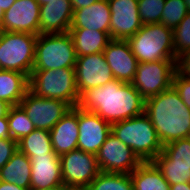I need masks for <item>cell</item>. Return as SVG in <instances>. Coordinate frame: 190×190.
Returning a JSON list of instances; mask_svg holds the SVG:
<instances>
[{
  "label": "cell",
  "instance_id": "cell-1",
  "mask_svg": "<svg viewBox=\"0 0 190 190\" xmlns=\"http://www.w3.org/2000/svg\"><path fill=\"white\" fill-rule=\"evenodd\" d=\"M77 106L112 124L143 114L145 99L132 83L113 79L103 86L84 91Z\"/></svg>",
  "mask_w": 190,
  "mask_h": 190
},
{
  "label": "cell",
  "instance_id": "cell-2",
  "mask_svg": "<svg viewBox=\"0 0 190 190\" xmlns=\"http://www.w3.org/2000/svg\"><path fill=\"white\" fill-rule=\"evenodd\" d=\"M144 113L152 122L163 145L190 135V109L171 86L145 100Z\"/></svg>",
  "mask_w": 190,
  "mask_h": 190
},
{
  "label": "cell",
  "instance_id": "cell-3",
  "mask_svg": "<svg viewBox=\"0 0 190 190\" xmlns=\"http://www.w3.org/2000/svg\"><path fill=\"white\" fill-rule=\"evenodd\" d=\"M111 133L129 146L141 162H152L162 152L163 144L145 113L112 123Z\"/></svg>",
  "mask_w": 190,
  "mask_h": 190
},
{
  "label": "cell",
  "instance_id": "cell-4",
  "mask_svg": "<svg viewBox=\"0 0 190 190\" xmlns=\"http://www.w3.org/2000/svg\"><path fill=\"white\" fill-rule=\"evenodd\" d=\"M127 41L138 63L177 61L174 54L173 30L163 24L143 25Z\"/></svg>",
  "mask_w": 190,
  "mask_h": 190
},
{
  "label": "cell",
  "instance_id": "cell-5",
  "mask_svg": "<svg viewBox=\"0 0 190 190\" xmlns=\"http://www.w3.org/2000/svg\"><path fill=\"white\" fill-rule=\"evenodd\" d=\"M29 90L39 97L62 100L71 107H76L80 99L75 68L32 70Z\"/></svg>",
  "mask_w": 190,
  "mask_h": 190
},
{
  "label": "cell",
  "instance_id": "cell-6",
  "mask_svg": "<svg viewBox=\"0 0 190 190\" xmlns=\"http://www.w3.org/2000/svg\"><path fill=\"white\" fill-rule=\"evenodd\" d=\"M76 61L74 42L69 32L37 36L33 70L75 68Z\"/></svg>",
  "mask_w": 190,
  "mask_h": 190
},
{
  "label": "cell",
  "instance_id": "cell-7",
  "mask_svg": "<svg viewBox=\"0 0 190 190\" xmlns=\"http://www.w3.org/2000/svg\"><path fill=\"white\" fill-rule=\"evenodd\" d=\"M35 34L0 31V69L30 77L35 59Z\"/></svg>",
  "mask_w": 190,
  "mask_h": 190
},
{
  "label": "cell",
  "instance_id": "cell-8",
  "mask_svg": "<svg viewBox=\"0 0 190 190\" xmlns=\"http://www.w3.org/2000/svg\"><path fill=\"white\" fill-rule=\"evenodd\" d=\"M63 185L69 189H86L98 176L96 155L75 149L60 156Z\"/></svg>",
  "mask_w": 190,
  "mask_h": 190
},
{
  "label": "cell",
  "instance_id": "cell-9",
  "mask_svg": "<svg viewBox=\"0 0 190 190\" xmlns=\"http://www.w3.org/2000/svg\"><path fill=\"white\" fill-rule=\"evenodd\" d=\"M176 61L138 63L132 85L146 100L172 86Z\"/></svg>",
  "mask_w": 190,
  "mask_h": 190
},
{
  "label": "cell",
  "instance_id": "cell-10",
  "mask_svg": "<svg viewBox=\"0 0 190 190\" xmlns=\"http://www.w3.org/2000/svg\"><path fill=\"white\" fill-rule=\"evenodd\" d=\"M19 106L36 129L48 131L72 108L62 100L39 97L30 90L26 92Z\"/></svg>",
  "mask_w": 190,
  "mask_h": 190
},
{
  "label": "cell",
  "instance_id": "cell-11",
  "mask_svg": "<svg viewBox=\"0 0 190 190\" xmlns=\"http://www.w3.org/2000/svg\"><path fill=\"white\" fill-rule=\"evenodd\" d=\"M100 172L131 174L142 162L112 133L96 154Z\"/></svg>",
  "mask_w": 190,
  "mask_h": 190
},
{
  "label": "cell",
  "instance_id": "cell-12",
  "mask_svg": "<svg viewBox=\"0 0 190 190\" xmlns=\"http://www.w3.org/2000/svg\"><path fill=\"white\" fill-rule=\"evenodd\" d=\"M75 76L79 95L92 87L103 86L114 79L103 52L78 56L75 63Z\"/></svg>",
  "mask_w": 190,
  "mask_h": 190
},
{
  "label": "cell",
  "instance_id": "cell-13",
  "mask_svg": "<svg viewBox=\"0 0 190 190\" xmlns=\"http://www.w3.org/2000/svg\"><path fill=\"white\" fill-rule=\"evenodd\" d=\"M0 31L40 34V5L36 0H16L4 12Z\"/></svg>",
  "mask_w": 190,
  "mask_h": 190
},
{
  "label": "cell",
  "instance_id": "cell-14",
  "mask_svg": "<svg viewBox=\"0 0 190 190\" xmlns=\"http://www.w3.org/2000/svg\"><path fill=\"white\" fill-rule=\"evenodd\" d=\"M111 11L110 38L127 40L143 26L138 0H108Z\"/></svg>",
  "mask_w": 190,
  "mask_h": 190
},
{
  "label": "cell",
  "instance_id": "cell-15",
  "mask_svg": "<svg viewBox=\"0 0 190 190\" xmlns=\"http://www.w3.org/2000/svg\"><path fill=\"white\" fill-rule=\"evenodd\" d=\"M79 137L77 149L96 155L111 134V124L99 115L78 107Z\"/></svg>",
  "mask_w": 190,
  "mask_h": 190
},
{
  "label": "cell",
  "instance_id": "cell-16",
  "mask_svg": "<svg viewBox=\"0 0 190 190\" xmlns=\"http://www.w3.org/2000/svg\"><path fill=\"white\" fill-rule=\"evenodd\" d=\"M103 53L114 79L124 83H132L138 61L132 53L128 41L111 39Z\"/></svg>",
  "mask_w": 190,
  "mask_h": 190
},
{
  "label": "cell",
  "instance_id": "cell-17",
  "mask_svg": "<svg viewBox=\"0 0 190 190\" xmlns=\"http://www.w3.org/2000/svg\"><path fill=\"white\" fill-rule=\"evenodd\" d=\"M30 190H44L63 185L60 157L54 151L48 155L31 156Z\"/></svg>",
  "mask_w": 190,
  "mask_h": 190
},
{
  "label": "cell",
  "instance_id": "cell-18",
  "mask_svg": "<svg viewBox=\"0 0 190 190\" xmlns=\"http://www.w3.org/2000/svg\"><path fill=\"white\" fill-rule=\"evenodd\" d=\"M73 12L70 0H44L40 6V34L69 32Z\"/></svg>",
  "mask_w": 190,
  "mask_h": 190
},
{
  "label": "cell",
  "instance_id": "cell-19",
  "mask_svg": "<svg viewBox=\"0 0 190 190\" xmlns=\"http://www.w3.org/2000/svg\"><path fill=\"white\" fill-rule=\"evenodd\" d=\"M53 151L57 156L77 149L79 127L78 106L72 107L49 131Z\"/></svg>",
  "mask_w": 190,
  "mask_h": 190
},
{
  "label": "cell",
  "instance_id": "cell-20",
  "mask_svg": "<svg viewBox=\"0 0 190 190\" xmlns=\"http://www.w3.org/2000/svg\"><path fill=\"white\" fill-rule=\"evenodd\" d=\"M111 11L108 0H99L89 7L74 10L70 29H90L110 35Z\"/></svg>",
  "mask_w": 190,
  "mask_h": 190
},
{
  "label": "cell",
  "instance_id": "cell-21",
  "mask_svg": "<svg viewBox=\"0 0 190 190\" xmlns=\"http://www.w3.org/2000/svg\"><path fill=\"white\" fill-rule=\"evenodd\" d=\"M29 90V77L26 74L0 69V99L11 106L19 105Z\"/></svg>",
  "mask_w": 190,
  "mask_h": 190
},
{
  "label": "cell",
  "instance_id": "cell-22",
  "mask_svg": "<svg viewBox=\"0 0 190 190\" xmlns=\"http://www.w3.org/2000/svg\"><path fill=\"white\" fill-rule=\"evenodd\" d=\"M31 171L30 158L17 150L0 169V181L30 189Z\"/></svg>",
  "mask_w": 190,
  "mask_h": 190
},
{
  "label": "cell",
  "instance_id": "cell-23",
  "mask_svg": "<svg viewBox=\"0 0 190 190\" xmlns=\"http://www.w3.org/2000/svg\"><path fill=\"white\" fill-rule=\"evenodd\" d=\"M76 55L86 56L103 52L111 38L107 32L90 29H70Z\"/></svg>",
  "mask_w": 190,
  "mask_h": 190
},
{
  "label": "cell",
  "instance_id": "cell-24",
  "mask_svg": "<svg viewBox=\"0 0 190 190\" xmlns=\"http://www.w3.org/2000/svg\"><path fill=\"white\" fill-rule=\"evenodd\" d=\"M130 176L134 190H170L169 183L153 162H142Z\"/></svg>",
  "mask_w": 190,
  "mask_h": 190
},
{
  "label": "cell",
  "instance_id": "cell-25",
  "mask_svg": "<svg viewBox=\"0 0 190 190\" xmlns=\"http://www.w3.org/2000/svg\"><path fill=\"white\" fill-rule=\"evenodd\" d=\"M17 146L18 150L28 158L48 155L53 151L50 132L44 129H34L30 134L19 140Z\"/></svg>",
  "mask_w": 190,
  "mask_h": 190
},
{
  "label": "cell",
  "instance_id": "cell-26",
  "mask_svg": "<svg viewBox=\"0 0 190 190\" xmlns=\"http://www.w3.org/2000/svg\"><path fill=\"white\" fill-rule=\"evenodd\" d=\"M86 190H134V187L130 174L100 172Z\"/></svg>",
  "mask_w": 190,
  "mask_h": 190
},
{
  "label": "cell",
  "instance_id": "cell-27",
  "mask_svg": "<svg viewBox=\"0 0 190 190\" xmlns=\"http://www.w3.org/2000/svg\"><path fill=\"white\" fill-rule=\"evenodd\" d=\"M152 162L161 171L169 185L190 183V166L171 165V160L162 152Z\"/></svg>",
  "mask_w": 190,
  "mask_h": 190
},
{
  "label": "cell",
  "instance_id": "cell-28",
  "mask_svg": "<svg viewBox=\"0 0 190 190\" xmlns=\"http://www.w3.org/2000/svg\"><path fill=\"white\" fill-rule=\"evenodd\" d=\"M7 119L10 136L16 142L36 129L25 111L19 105L10 107Z\"/></svg>",
  "mask_w": 190,
  "mask_h": 190
},
{
  "label": "cell",
  "instance_id": "cell-29",
  "mask_svg": "<svg viewBox=\"0 0 190 190\" xmlns=\"http://www.w3.org/2000/svg\"><path fill=\"white\" fill-rule=\"evenodd\" d=\"M162 153L171 160V165L190 166V139L171 141L163 145Z\"/></svg>",
  "mask_w": 190,
  "mask_h": 190
},
{
  "label": "cell",
  "instance_id": "cell-30",
  "mask_svg": "<svg viewBox=\"0 0 190 190\" xmlns=\"http://www.w3.org/2000/svg\"><path fill=\"white\" fill-rule=\"evenodd\" d=\"M188 12L184 0H165L160 24L174 30Z\"/></svg>",
  "mask_w": 190,
  "mask_h": 190
},
{
  "label": "cell",
  "instance_id": "cell-31",
  "mask_svg": "<svg viewBox=\"0 0 190 190\" xmlns=\"http://www.w3.org/2000/svg\"><path fill=\"white\" fill-rule=\"evenodd\" d=\"M165 0H138V10L143 25L160 23Z\"/></svg>",
  "mask_w": 190,
  "mask_h": 190
},
{
  "label": "cell",
  "instance_id": "cell-32",
  "mask_svg": "<svg viewBox=\"0 0 190 190\" xmlns=\"http://www.w3.org/2000/svg\"><path fill=\"white\" fill-rule=\"evenodd\" d=\"M173 44L176 57L190 49V12L173 30Z\"/></svg>",
  "mask_w": 190,
  "mask_h": 190
},
{
  "label": "cell",
  "instance_id": "cell-33",
  "mask_svg": "<svg viewBox=\"0 0 190 190\" xmlns=\"http://www.w3.org/2000/svg\"><path fill=\"white\" fill-rule=\"evenodd\" d=\"M172 86L176 89L184 104L190 109V78L175 72Z\"/></svg>",
  "mask_w": 190,
  "mask_h": 190
},
{
  "label": "cell",
  "instance_id": "cell-34",
  "mask_svg": "<svg viewBox=\"0 0 190 190\" xmlns=\"http://www.w3.org/2000/svg\"><path fill=\"white\" fill-rule=\"evenodd\" d=\"M18 150L17 142L12 138L0 139V169L10 160Z\"/></svg>",
  "mask_w": 190,
  "mask_h": 190
},
{
  "label": "cell",
  "instance_id": "cell-35",
  "mask_svg": "<svg viewBox=\"0 0 190 190\" xmlns=\"http://www.w3.org/2000/svg\"><path fill=\"white\" fill-rule=\"evenodd\" d=\"M176 72L190 78V49L177 57Z\"/></svg>",
  "mask_w": 190,
  "mask_h": 190
},
{
  "label": "cell",
  "instance_id": "cell-36",
  "mask_svg": "<svg viewBox=\"0 0 190 190\" xmlns=\"http://www.w3.org/2000/svg\"><path fill=\"white\" fill-rule=\"evenodd\" d=\"M3 138H11L7 116L0 118V139Z\"/></svg>",
  "mask_w": 190,
  "mask_h": 190
},
{
  "label": "cell",
  "instance_id": "cell-37",
  "mask_svg": "<svg viewBox=\"0 0 190 190\" xmlns=\"http://www.w3.org/2000/svg\"><path fill=\"white\" fill-rule=\"evenodd\" d=\"M70 1H71L73 10H77L79 8L89 7L93 3L99 0H70Z\"/></svg>",
  "mask_w": 190,
  "mask_h": 190
},
{
  "label": "cell",
  "instance_id": "cell-38",
  "mask_svg": "<svg viewBox=\"0 0 190 190\" xmlns=\"http://www.w3.org/2000/svg\"><path fill=\"white\" fill-rule=\"evenodd\" d=\"M0 190H30L12 183L0 181Z\"/></svg>",
  "mask_w": 190,
  "mask_h": 190
},
{
  "label": "cell",
  "instance_id": "cell-39",
  "mask_svg": "<svg viewBox=\"0 0 190 190\" xmlns=\"http://www.w3.org/2000/svg\"><path fill=\"white\" fill-rule=\"evenodd\" d=\"M11 105L0 99V118L6 117Z\"/></svg>",
  "mask_w": 190,
  "mask_h": 190
},
{
  "label": "cell",
  "instance_id": "cell-40",
  "mask_svg": "<svg viewBox=\"0 0 190 190\" xmlns=\"http://www.w3.org/2000/svg\"><path fill=\"white\" fill-rule=\"evenodd\" d=\"M170 190H190V183H179L170 185Z\"/></svg>",
  "mask_w": 190,
  "mask_h": 190
},
{
  "label": "cell",
  "instance_id": "cell-41",
  "mask_svg": "<svg viewBox=\"0 0 190 190\" xmlns=\"http://www.w3.org/2000/svg\"><path fill=\"white\" fill-rule=\"evenodd\" d=\"M16 0H0V7L5 12L7 11Z\"/></svg>",
  "mask_w": 190,
  "mask_h": 190
},
{
  "label": "cell",
  "instance_id": "cell-42",
  "mask_svg": "<svg viewBox=\"0 0 190 190\" xmlns=\"http://www.w3.org/2000/svg\"><path fill=\"white\" fill-rule=\"evenodd\" d=\"M44 190H70V189L67 188L66 186L62 185V186L48 188V189H44Z\"/></svg>",
  "mask_w": 190,
  "mask_h": 190
},
{
  "label": "cell",
  "instance_id": "cell-43",
  "mask_svg": "<svg viewBox=\"0 0 190 190\" xmlns=\"http://www.w3.org/2000/svg\"><path fill=\"white\" fill-rule=\"evenodd\" d=\"M3 18H4V11L0 7V29H1V24H2Z\"/></svg>",
  "mask_w": 190,
  "mask_h": 190
},
{
  "label": "cell",
  "instance_id": "cell-44",
  "mask_svg": "<svg viewBox=\"0 0 190 190\" xmlns=\"http://www.w3.org/2000/svg\"><path fill=\"white\" fill-rule=\"evenodd\" d=\"M186 3V6L188 8V11L190 12V0H184Z\"/></svg>",
  "mask_w": 190,
  "mask_h": 190
},
{
  "label": "cell",
  "instance_id": "cell-45",
  "mask_svg": "<svg viewBox=\"0 0 190 190\" xmlns=\"http://www.w3.org/2000/svg\"><path fill=\"white\" fill-rule=\"evenodd\" d=\"M36 1L39 3L40 6L44 5V0H36Z\"/></svg>",
  "mask_w": 190,
  "mask_h": 190
},
{
  "label": "cell",
  "instance_id": "cell-46",
  "mask_svg": "<svg viewBox=\"0 0 190 190\" xmlns=\"http://www.w3.org/2000/svg\"><path fill=\"white\" fill-rule=\"evenodd\" d=\"M70 190H86V189H70Z\"/></svg>",
  "mask_w": 190,
  "mask_h": 190
}]
</instances>
